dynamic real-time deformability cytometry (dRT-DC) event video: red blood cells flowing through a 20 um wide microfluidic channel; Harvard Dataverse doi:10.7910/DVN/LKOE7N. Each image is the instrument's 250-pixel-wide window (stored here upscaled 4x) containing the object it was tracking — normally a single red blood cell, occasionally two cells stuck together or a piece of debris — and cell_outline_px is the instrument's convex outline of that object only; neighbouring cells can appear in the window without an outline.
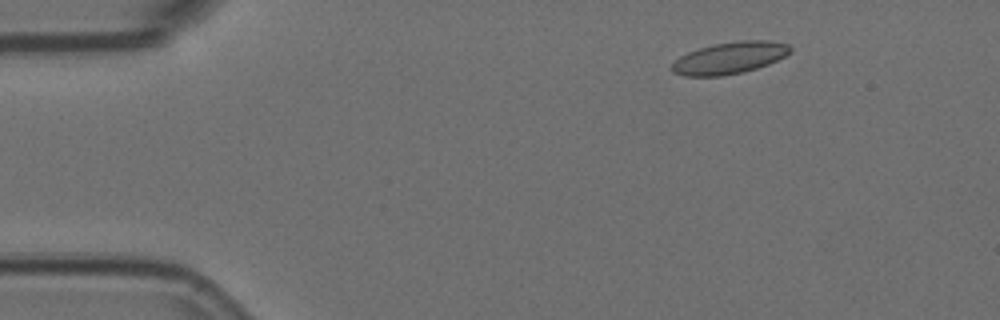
{"species": "Egyptian fruit bat (a non-hibernating species)", "species_latin": "Rousettus aegyptiacus", "temperature_condition": "room temperature", "stored_images_in_passage": 11, "camera_frame_rate_fps": 3000, "um_per_image_px": 0.085, "animal": {"sex": "female"}, "frame": {"image": 1, "passage_image": 1, "time_ms": 0.0, "image_size_px": [1000, 320], "cell_outline_px": [[792, 52], [768, 64], [744, 72], [720, 76], [684, 76], [672, 72], [668, 68], [680, 56], [688, 52], [712, 44], [740, 40], [768, 40], [788, 44], [792, 48]], "centroid_in_image_um": [62.0, 4.92], "position_along_channel_um": 23.0, "area_um2": 22.08}}
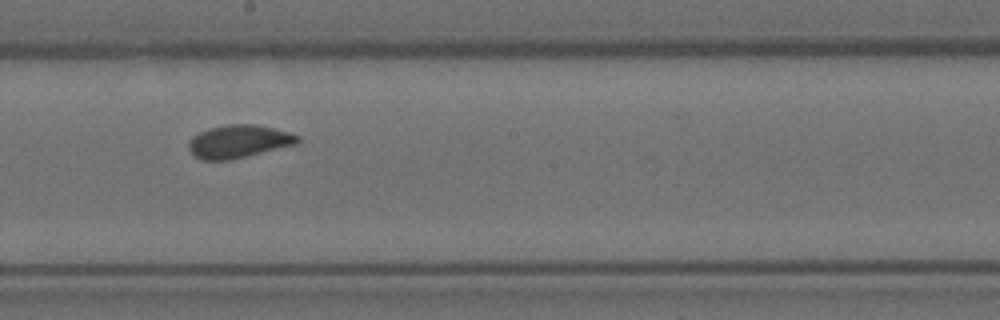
{"frame": {"image": 2, "passage_image": 7, "time_ms": 2.0, "image_size_px": [1000, 320], "cell_outline_px": [[300, 140], [296, 144], [228, 160], [200, 160], [188, 148], [188, 140], [192, 136], [208, 128], [228, 124], [256, 124], [288, 132], [300, 136]], "centroid_in_image_um": [20.25, 12.01], "position_along_channel_um": 227.9, "area_um2": 20.75}}
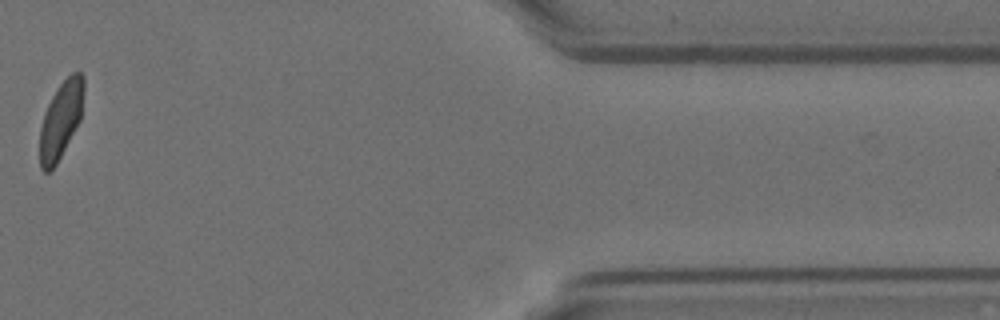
{"frame": {"image": 3, "passage_image": 11, "time_ms": 3.333, "image_size_px": [1000, 320], "cell_outline_px": [[84, 92], [80, 120], [56, 164], [48, 172], [44, 172], [40, 168], [40, 128], [44, 112], [56, 88], [72, 72], [80, 72], [84, 76]], "centroid_in_image_um": [5.17, 10.16], "position_along_channel_um": 406.2, "area_um2": 19.59}}